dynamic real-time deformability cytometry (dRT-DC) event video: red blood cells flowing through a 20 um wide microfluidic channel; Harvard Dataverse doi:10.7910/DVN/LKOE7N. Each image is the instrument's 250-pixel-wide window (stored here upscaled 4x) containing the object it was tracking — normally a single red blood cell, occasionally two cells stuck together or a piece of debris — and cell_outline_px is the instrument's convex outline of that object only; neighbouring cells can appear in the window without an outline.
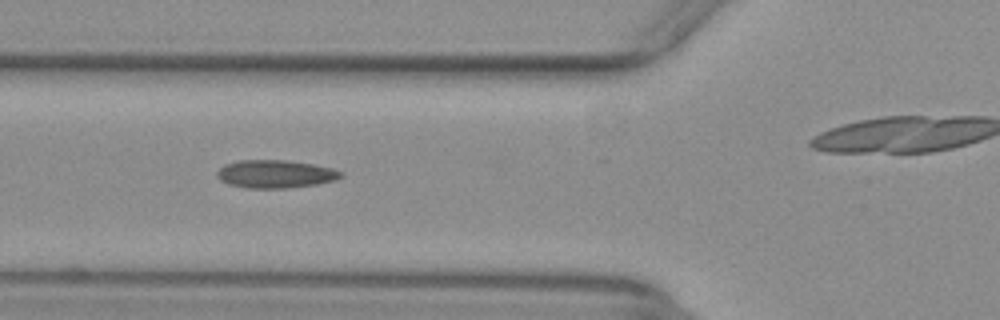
{"species": "common noctule bat (a hibernating species)", "species_latin": "Nyctalus noctula", "temperature_condition": "warm", "stored_images_in_passage": 20, "camera_frame_rate_fps": 3000, "um_per_image_px": 0.085, "animal": {"sex": "female", "body_mass_g": 29.2, "forearm_length_mm": 56.3}, "frame": {"image": 1, "passage_image": 6, "time_ms": 1.667, "image_size_px": [1000, 320], "cell_outline_px": [[344, 176], [336, 180], [316, 184], [288, 188], [248, 188], [228, 184], [220, 180], [216, 176], [216, 172], [224, 164], [236, 160], [288, 160], [312, 164], [332, 168], [340, 172]], "centroid_in_image_um": [23.37, 14.78], "position_along_channel_um": 102.4, "area_um2": 20.29}}
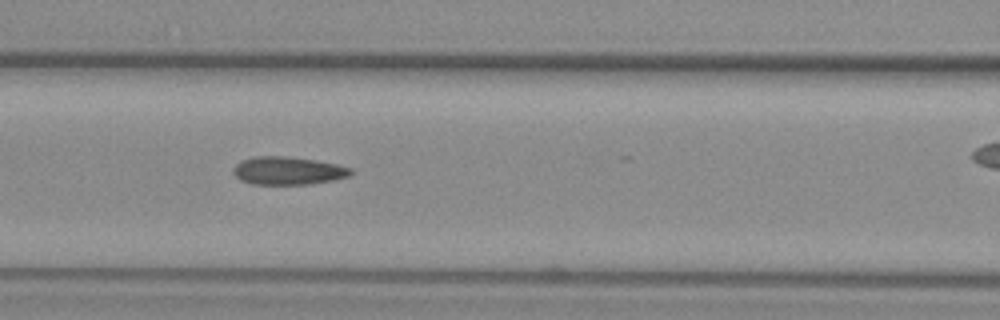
{"frame": {"image": 2, "passage_image": 9, "time_ms": 2.667, "image_size_px": [1000, 320], "cell_outline_px": [[352, 176], [332, 180], [308, 184], [252, 184], [240, 180], [232, 172], [232, 168], [240, 160], [256, 156], [284, 156], [312, 160], [336, 164], [352, 168]], "centroid_in_image_um": [24.45, 14.51], "position_along_channel_um": 142.2, "area_um2": 19.13}}
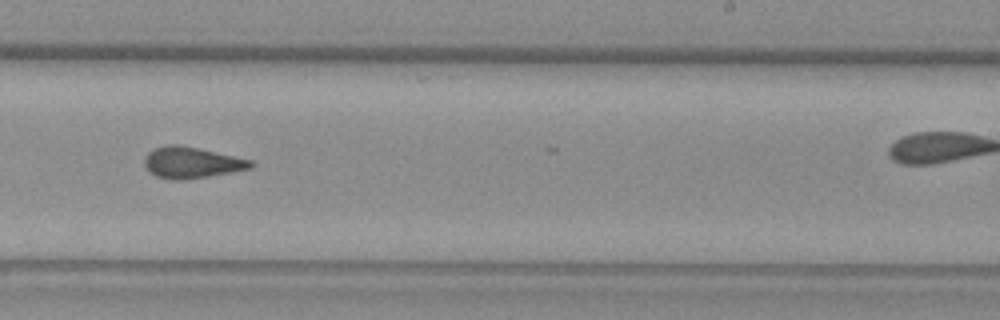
{"frame": {"image": 3, "passage_image": 19, "time_ms": 6.0, "image_size_px": [1000, 320], "cell_outline_px": [[252, 168], [232, 172], [184, 180], [172, 180], [156, 176], [148, 172], [144, 164], [144, 156], [148, 152], [156, 148], [168, 144], [176, 144], [196, 148], [252, 160]], "centroid_in_image_um": [16.23, 13.83], "position_along_channel_um": 272.8, "area_um2": 19.19}}